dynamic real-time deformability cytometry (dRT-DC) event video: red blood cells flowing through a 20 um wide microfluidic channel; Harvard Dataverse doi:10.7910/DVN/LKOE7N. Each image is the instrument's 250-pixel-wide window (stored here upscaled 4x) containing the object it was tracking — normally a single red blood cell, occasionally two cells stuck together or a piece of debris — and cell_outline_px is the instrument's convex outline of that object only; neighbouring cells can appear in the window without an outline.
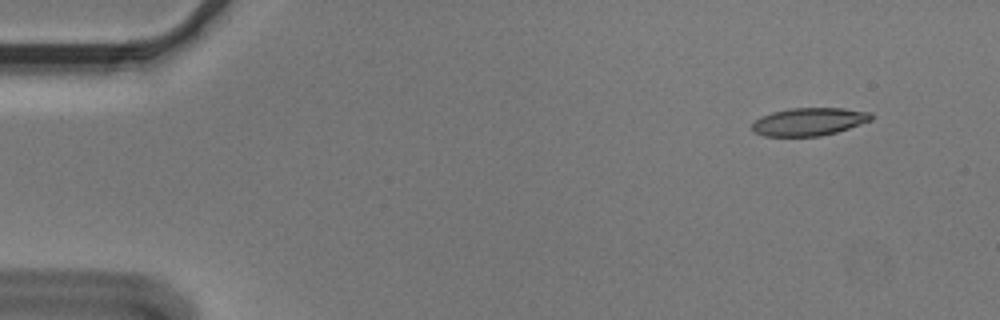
{"species": "Egyptian fruit bat (a non-hibernating species)", "species_latin": "Rousettus aegyptiacus", "temperature_condition": "cold", "stored_images_in_passage": 5, "segment_of_instrument_passage": [1, 2], "camera_frame_rate_fps": 3000, "um_per_image_px": 0.085, "animal": {"sex": "male"}, "frame": {"image": 1, "passage_image": 1, "time_ms": 0.0, "image_size_px": [1000, 320], "cell_outline_px": [[872, 120], [836, 132], [820, 136], [764, 136], [752, 132], [752, 124], [760, 116], [772, 112], [788, 108], [844, 108], [872, 112]], "centroid_in_image_um": [68.75, 10.34], "position_along_channel_um": 16.3, "area_um2": 19.42}}